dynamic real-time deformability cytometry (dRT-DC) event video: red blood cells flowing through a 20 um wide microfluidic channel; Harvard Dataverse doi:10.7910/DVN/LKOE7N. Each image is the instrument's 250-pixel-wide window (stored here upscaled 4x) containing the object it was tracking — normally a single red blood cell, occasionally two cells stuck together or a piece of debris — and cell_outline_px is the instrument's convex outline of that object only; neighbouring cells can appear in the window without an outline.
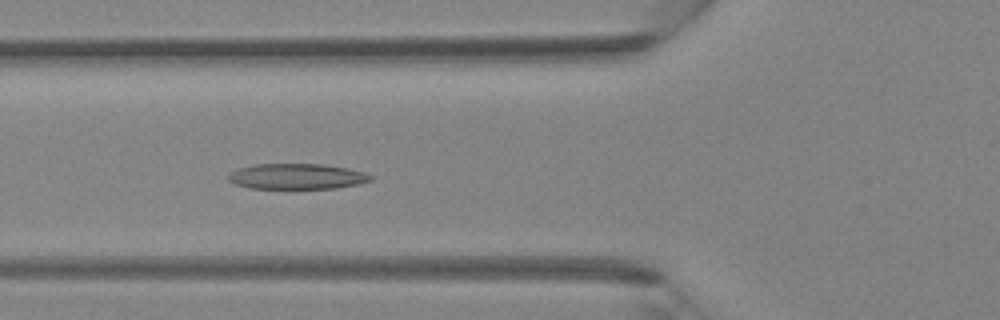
{"species": "Egyptian fruit bat (a non-hibernating species)", "species_latin": "Rousettus aegyptiacus", "temperature_condition": "room temperature", "stored_images_in_passage": 32, "camera_frame_rate_fps": 3000, "um_per_image_px": 0.085, "animal": {"sex": "female"}, "frame": {"image": 1, "passage_image": 5, "time_ms": 1.333, "image_size_px": [1000, 320], "cell_outline_px": [[372, 180], [356, 184], [336, 188], [252, 188], [236, 184], [228, 180], [228, 176], [232, 172], [240, 168], [256, 164], [324, 164], [348, 168], [364, 172], [372, 176]], "centroid_in_image_um": [25.26, 14.99], "position_along_channel_um": 100.5, "area_um2": 20.92}}
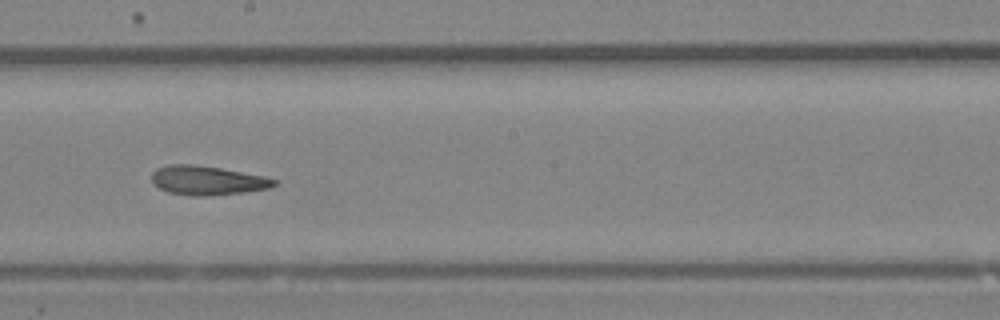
{"frame": {"image": 2, "passage_image": 13, "time_ms": 4.0, "image_size_px": [1000, 320], "cell_outline_px": [[276, 184], [268, 188], [244, 192], [204, 196], [192, 196], [168, 192], [152, 184], [152, 172], [156, 168], [168, 164], [196, 164], [220, 168], [264, 176], [276, 180]], "centroid_in_image_um": [17.57, 15.33], "position_along_channel_um": 230.6, "area_um2": 20.75}}
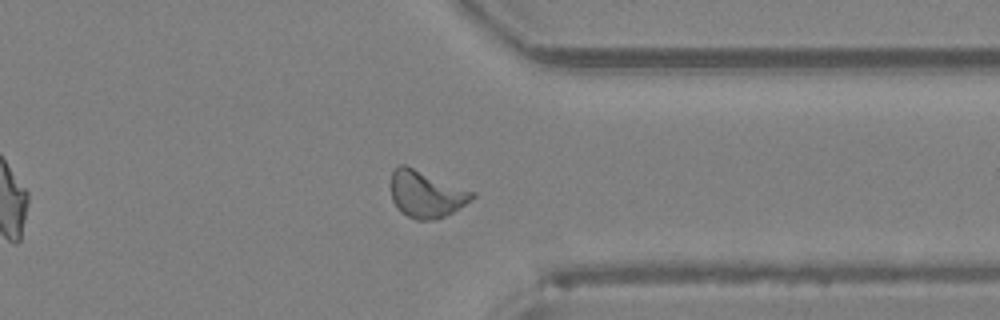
{"frame": {"image": 3, "passage_image": 22, "time_ms": 7.0, "image_size_px": [1000, 320], "cell_outline_px": [[476, 196], [472, 200], [452, 212], [436, 220], [416, 220], [400, 212], [396, 208], [392, 200], [388, 184], [392, 172], [400, 164], [404, 164], [476, 192]], "centroid_in_image_um": [36.18, 16.5], "position_along_channel_um": 375.2, "area_um2": 22.54}}